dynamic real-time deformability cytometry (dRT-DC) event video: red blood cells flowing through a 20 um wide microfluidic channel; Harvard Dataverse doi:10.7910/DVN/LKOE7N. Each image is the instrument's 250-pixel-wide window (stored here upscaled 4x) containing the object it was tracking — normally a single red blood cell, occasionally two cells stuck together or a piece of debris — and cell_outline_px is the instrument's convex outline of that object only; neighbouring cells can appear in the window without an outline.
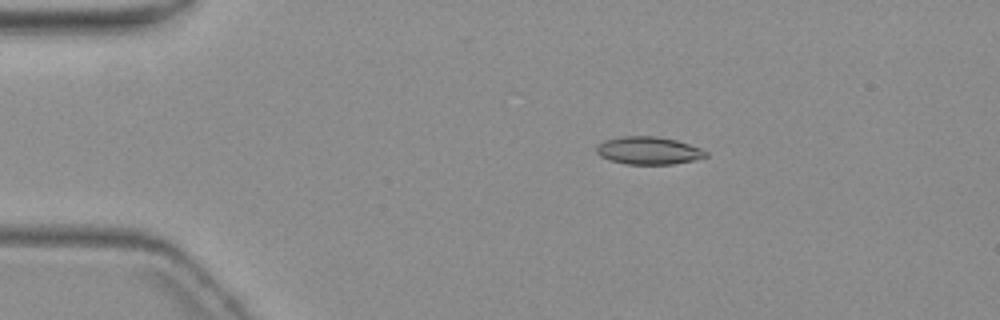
{"species": "common noctule bat (a hibernating species)", "species_latin": "Nyctalus noctula", "temperature_condition": "warm", "stored_images_in_passage": 5, "camera_frame_rate_fps": 3000, "um_per_image_px": 0.085, "animal": {"sex": "female", "body_mass_g": 19.3, "forearm_length_mm": 54.1}, "frame": {"image": 1, "passage_image": 3, "time_ms": 2.667, "image_size_px": [1000, 320], "cell_outline_px": [[708, 156], [692, 160], [672, 164], [624, 164], [608, 160], [600, 156], [596, 152], [596, 144], [604, 140], [624, 136], [656, 136], [676, 140], [700, 148], [708, 152]], "centroid_in_image_um": [55.07, 12.8], "position_along_channel_um": 29.9, "area_um2": 17.69}}